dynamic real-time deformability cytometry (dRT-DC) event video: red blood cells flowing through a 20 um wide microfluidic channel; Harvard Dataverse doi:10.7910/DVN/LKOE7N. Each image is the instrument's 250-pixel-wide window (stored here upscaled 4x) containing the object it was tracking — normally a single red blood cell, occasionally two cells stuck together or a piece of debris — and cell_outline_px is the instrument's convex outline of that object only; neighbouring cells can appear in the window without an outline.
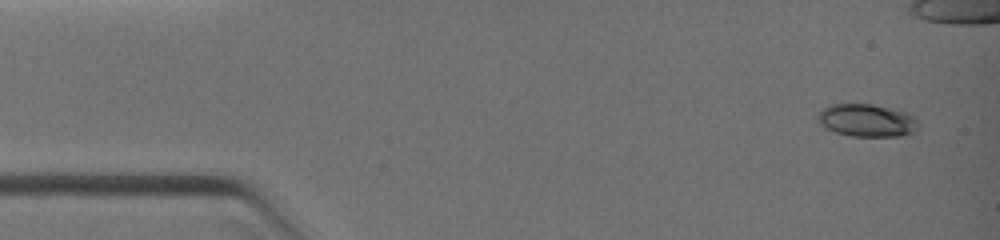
{"species": "common noctule bat (a hibernating species)", "species_latin": "Nyctalus noctula", "temperature_condition": "warm", "stored_images_in_passage": 6, "camera_frame_rate_fps": 3000, "um_per_image_px": 0.085, "animal": {"sex": "female", "body_mass_g": 19.0, "forearm_length_mm": 51.5}, "frame": {"image": 1, "passage_image": 1, "time_ms": 0.0, "image_size_px": [1000, 240], "cell_outline_px": [[916, 120], [912, 132], [900, 136], [852, 136], [836, 132], [828, 128], [820, 120], [820, 108], [828, 104], [872, 104], [900, 108], [908, 112]], "centroid_in_image_um": [73.7, 10.19], "position_along_channel_um": 11.3, "area_um2": 18.9}}
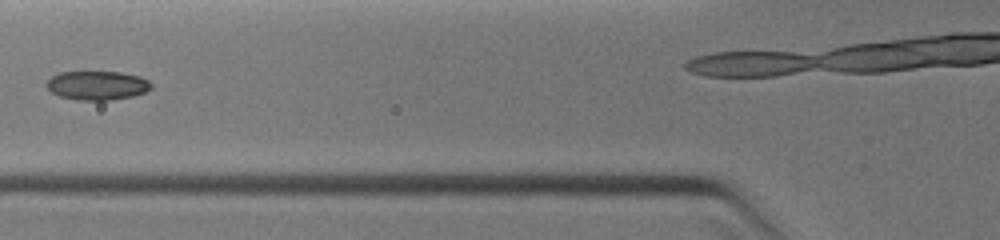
{"frame": {"image": 2, "passage_image": 5, "time_ms": 4.0, "image_size_px": [1000, 240], "cell_outline_px": [[152, 88], [144, 92], [132, 96], [108, 100], [76, 100], [60, 96], [52, 92], [44, 84], [52, 76], [60, 72], [120, 72], [140, 76], [148, 80], [152, 84]], "centroid_in_image_um": [8.26, 7.26], "position_along_channel_um": 117.5, "area_um2": 17.63}}